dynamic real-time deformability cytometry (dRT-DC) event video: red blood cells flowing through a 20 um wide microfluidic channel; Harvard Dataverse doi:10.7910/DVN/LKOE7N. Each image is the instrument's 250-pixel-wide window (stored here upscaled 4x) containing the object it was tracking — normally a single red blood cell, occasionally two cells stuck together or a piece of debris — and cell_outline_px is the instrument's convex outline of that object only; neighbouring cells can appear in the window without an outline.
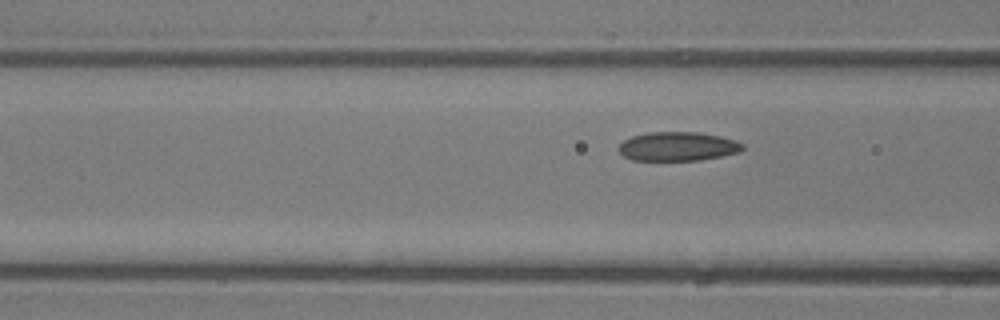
{"species": "common noctule bat (a hibernating species)", "species_latin": "Nyctalus noctula", "temperature_condition": "room temperature", "stored_images_in_passage": 6, "camera_frame_rate_fps": 3000, "um_per_image_px": 0.085, "animal": {"sex": "male", "body_mass_g": 13.3}, "frame": {"image": 1, "passage_image": 6, "time_ms": 6.0, "image_size_px": [1000, 320], "cell_outline_px": [[744, 148], [740, 152], [700, 160], [632, 160], [624, 156], [616, 148], [624, 140], [632, 136], [648, 132], [700, 132], [720, 136], [736, 140], [744, 144]], "centroid_in_image_um": [57.61, 12.44], "position_along_channel_um": 109.0, "area_um2": 21.04}}